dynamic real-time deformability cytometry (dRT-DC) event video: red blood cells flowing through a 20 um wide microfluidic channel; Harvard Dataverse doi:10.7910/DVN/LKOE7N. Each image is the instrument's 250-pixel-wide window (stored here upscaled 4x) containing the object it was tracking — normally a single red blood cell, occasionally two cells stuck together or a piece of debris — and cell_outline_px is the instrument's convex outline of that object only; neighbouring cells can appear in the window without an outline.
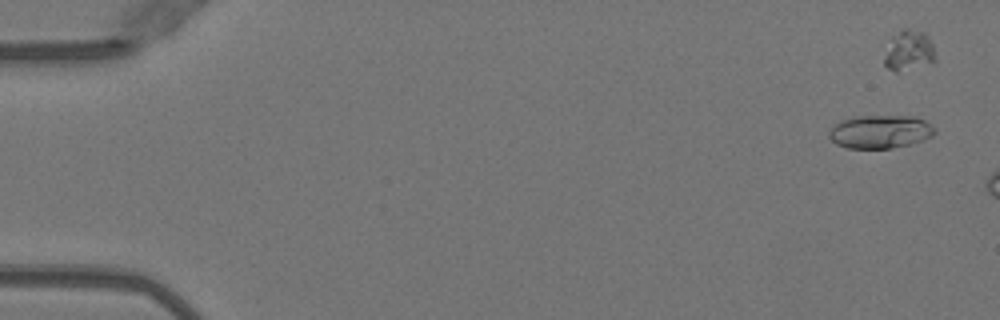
{"species": "Egyptian fruit bat (a non-hibernating species)", "species_latin": "Rousettus aegyptiacus", "temperature_condition": "warm", "stored_images_in_passage": 7, "camera_frame_rate_fps": 3000, "um_per_image_px": 0.085, "animal": {"sex": "female"}, "frame": {"image": 1, "passage_image": 3, "time_ms": 0.667, "image_size_px": [1000, 320], "cell_outline_px": [[936, 132], [932, 136], [924, 140], [892, 148], [848, 148], [836, 144], [828, 136], [828, 132], [840, 120], [856, 116], [912, 116], [924, 120], [936, 128]], "centroid_in_image_um": [74.82, 11.19], "position_along_channel_um": 10.2, "area_um2": 20.46}}